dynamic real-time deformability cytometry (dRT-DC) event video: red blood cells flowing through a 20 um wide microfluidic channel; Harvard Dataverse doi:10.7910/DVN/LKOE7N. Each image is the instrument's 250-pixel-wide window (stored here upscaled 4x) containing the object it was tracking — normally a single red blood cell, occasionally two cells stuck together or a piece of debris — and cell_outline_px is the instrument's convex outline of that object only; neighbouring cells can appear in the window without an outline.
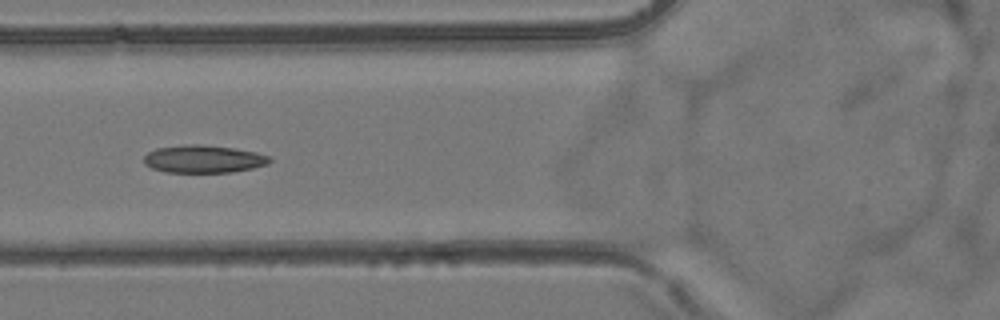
{"species": "common noctule bat (a hibernating species)", "species_latin": "Nyctalus noctula", "temperature_condition": "room temperature", "stored_images_in_passage": 5, "camera_frame_rate_fps": 3000, "um_per_image_px": 0.085, "animal": {"sex": "female", "body_mass_g": 24.6, "forearm_length_mm": 56.2}, "frame": {"image": 1, "passage_image": 5, "time_ms": 6.333, "image_size_px": [1000, 320], "cell_outline_px": [[272, 160], [268, 164], [252, 168], [232, 172], [164, 172], [152, 168], [144, 164], [144, 156], [148, 152], [156, 148], [188, 144], [200, 144], [232, 148], [256, 152], [268, 156]], "centroid_in_image_um": [17.28, 13.51], "position_along_channel_um": 108.5, "area_um2": 20.23}}